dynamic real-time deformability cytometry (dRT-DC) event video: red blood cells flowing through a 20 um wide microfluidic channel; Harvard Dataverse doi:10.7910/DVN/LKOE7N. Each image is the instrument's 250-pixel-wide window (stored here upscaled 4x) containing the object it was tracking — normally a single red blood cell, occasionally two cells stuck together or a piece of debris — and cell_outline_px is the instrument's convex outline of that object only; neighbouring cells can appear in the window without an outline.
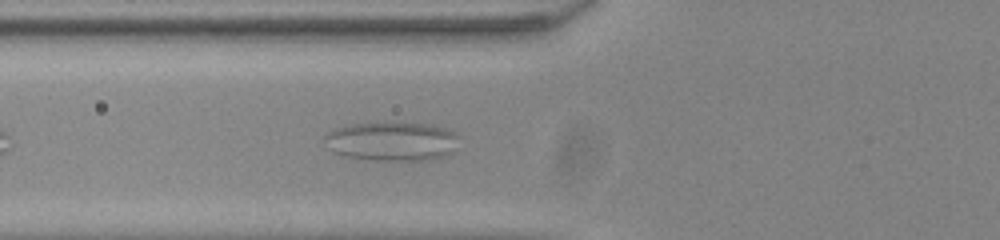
{"species": "common noctule bat (a hibernating species)", "species_latin": "Nyctalus noctula", "temperature_condition": "room temperature", "stored_images_in_passage": 30, "camera_frame_rate_fps": 3000, "um_per_image_px": 0.085, "animal": {"sex": "male", "body_mass_g": 20.0, "forearm_length_mm": 53.3}, "frame": {"image": 1, "passage_image": 7, "time_ms": 2.0, "image_size_px": [1000, 240], "cell_outline_px": [[460, 136], [452, 152], [444, 156], [432, 160], [376, 160], [344, 156], [336, 152], [324, 136], [328, 132], [336, 128], [352, 124], [432, 124], [456, 132]], "centroid_in_image_um": [33.4, 12.03], "position_along_channel_um": 92.4, "area_um2": 29.88}}
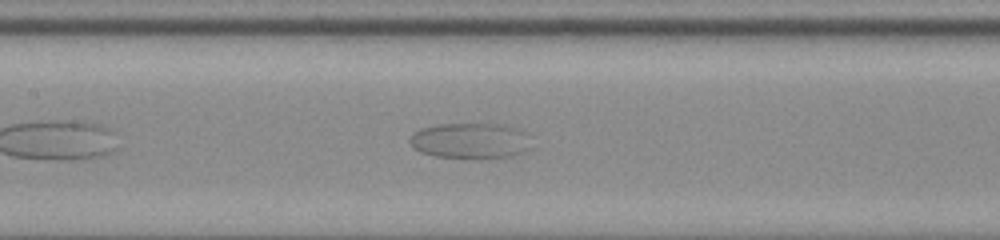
{"frame": {"image": 2, "passage_image": 13, "time_ms": 4.0, "image_size_px": [1000, 240], "cell_outline_px": [[528, 148], [512, 156], [436, 156], [420, 152], [412, 148], [408, 140], [412, 132], [420, 128], [440, 124], [496, 124], [520, 128], [528, 132]], "centroid_in_image_um": [39.91, 11.91], "position_along_channel_um": 167.5, "area_um2": 24.68}}
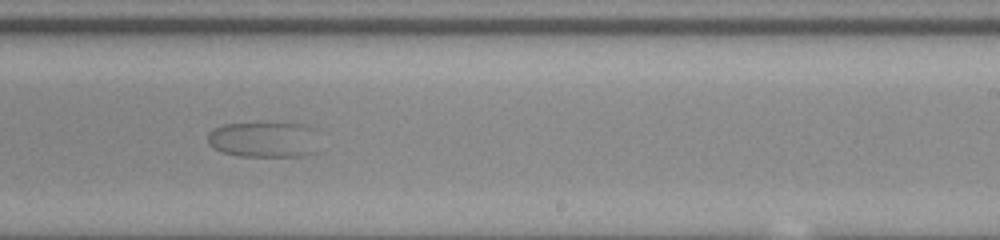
{"frame": {"image": 3, "passage_image": 21, "time_ms": 6.667, "image_size_px": [1000, 240], "cell_outline_px": [[320, 128], [316, 152], [304, 156], [240, 156], [220, 152], [212, 148], [208, 144], [208, 132], [212, 128], [224, 124], [304, 124]], "centroid_in_image_um": [22.5, 11.87], "position_along_channel_um": 266.5, "area_um2": 23.76}}